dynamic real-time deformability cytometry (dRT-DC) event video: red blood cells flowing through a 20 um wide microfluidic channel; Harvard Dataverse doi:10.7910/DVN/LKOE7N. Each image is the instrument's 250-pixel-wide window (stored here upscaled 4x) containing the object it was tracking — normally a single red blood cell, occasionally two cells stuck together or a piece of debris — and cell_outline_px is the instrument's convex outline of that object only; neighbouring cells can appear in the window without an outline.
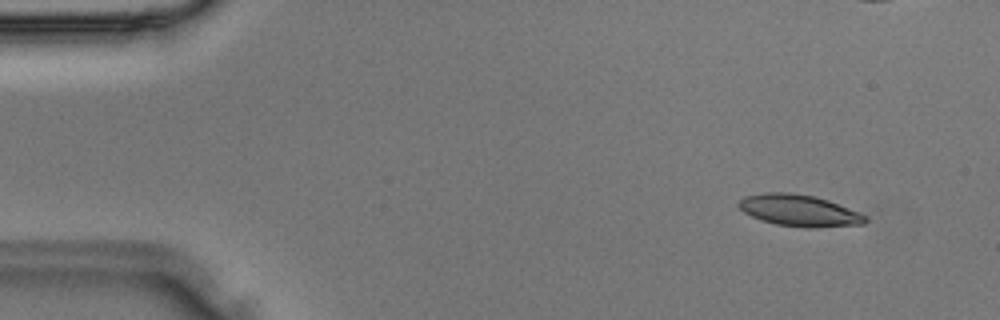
{"species": "Egyptian fruit bat (a non-hibernating species)", "species_latin": "Rousettus aegyptiacus", "temperature_condition": "room temperature", "stored_images_in_passage": 35, "camera_frame_rate_fps": 3000, "um_per_image_px": 0.085, "animal": {"sex": "male"}, "frame": {"image": 1, "passage_image": 1, "time_ms": 0.0, "image_size_px": [1000, 320], "cell_outline_px": [[868, 220], [864, 224], [812, 228], [808, 228], [776, 224], [760, 220], [744, 212], [736, 204], [744, 196], [768, 192], [792, 192], [816, 196], [828, 200], [860, 212], [868, 216]], "centroid_in_image_um": [67.95, 17.89], "position_along_channel_um": 17.0, "area_um2": 23.52}}
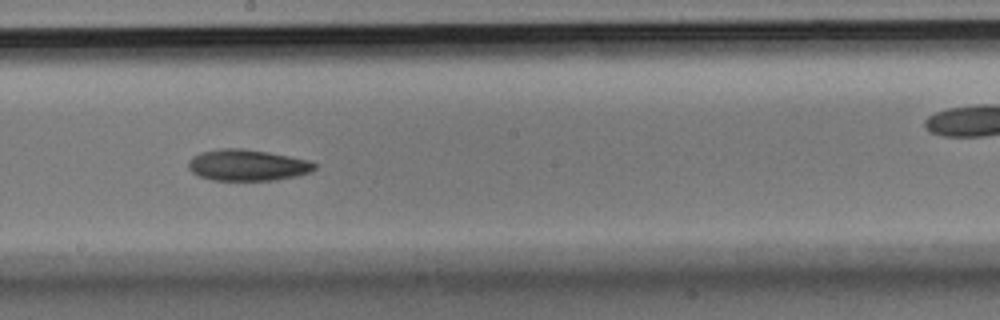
{"frame": {"image": 2, "passage_image": 18, "time_ms": 5.667, "image_size_px": [1000, 320], "cell_outline_px": [[316, 168], [308, 172], [296, 176], [276, 180], [212, 180], [200, 176], [192, 172], [188, 168], [188, 160], [192, 156], [200, 152], [220, 148], [244, 148], [268, 152], [308, 160], [316, 164]], "centroid_in_image_um": [20.98, 14.03], "position_along_channel_um": 227.2, "area_um2": 23.0}}
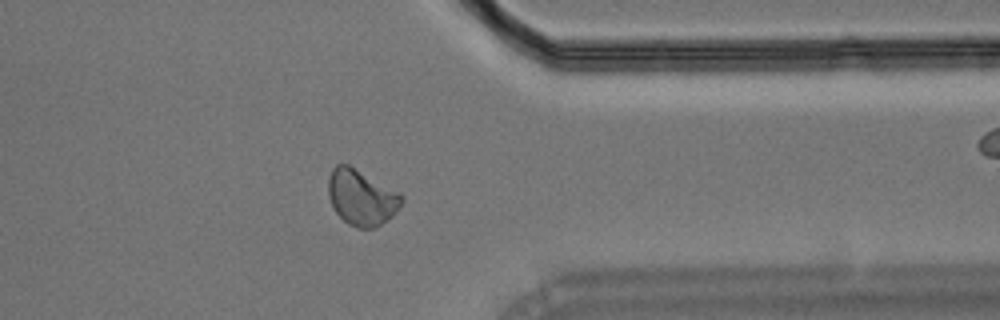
{"frame": {"image": 3, "passage_image": 27, "time_ms": 8.667, "image_size_px": [1000, 320], "cell_outline_px": [[404, 200], [396, 212], [392, 216], [376, 228], [356, 228], [348, 224], [336, 212], [328, 196], [328, 180], [332, 168], [336, 164], [348, 164], [400, 192], [404, 196]], "centroid_in_image_um": [30.74, 16.78], "position_along_channel_um": 380.7, "area_um2": 23.93}}